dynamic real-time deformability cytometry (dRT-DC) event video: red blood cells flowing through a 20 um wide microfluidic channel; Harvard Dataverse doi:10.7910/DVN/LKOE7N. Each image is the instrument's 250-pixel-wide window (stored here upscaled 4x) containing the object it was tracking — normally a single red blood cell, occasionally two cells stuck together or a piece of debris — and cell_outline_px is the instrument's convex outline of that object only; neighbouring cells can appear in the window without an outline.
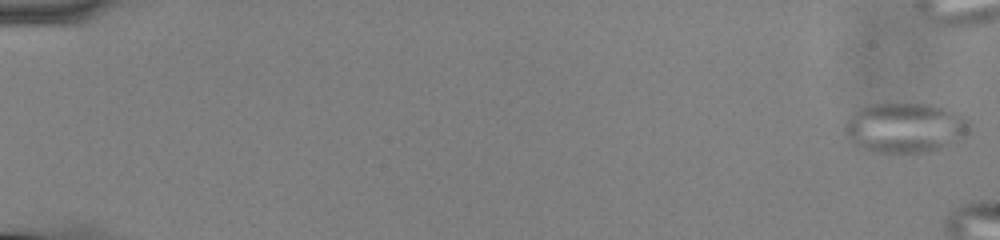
{"species": "common noctule bat (a hibernating species)", "species_latin": "Nyctalus noctula", "temperature_condition": "cold", "stored_images_in_passage": 14, "camera_frame_rate_fps": 3000, "um_per_image_px": 0.085, "animal": {"sex": "male", "body_mass_g": 13.0, "forearm_length_mm": 53.1}, "frame": {"image": 1, "passage_image": 1, "time_ms": 0.0, "image_size_px": [1000, 240], "cell_outline_px": [[968, 132], [964, 136], [932, 152], [872, 152], [860, 148], [852, 144], [848, 140], [844, 132], [844, 124], [860, 108], [868, 104], [884, 100], [904, 100], [928, 104], [952, 112], [968, 120]], "centroid_in_image_um": [76.82, 10.81], "position_along_channel_um": 8.2, "area_um2": 36.93}}